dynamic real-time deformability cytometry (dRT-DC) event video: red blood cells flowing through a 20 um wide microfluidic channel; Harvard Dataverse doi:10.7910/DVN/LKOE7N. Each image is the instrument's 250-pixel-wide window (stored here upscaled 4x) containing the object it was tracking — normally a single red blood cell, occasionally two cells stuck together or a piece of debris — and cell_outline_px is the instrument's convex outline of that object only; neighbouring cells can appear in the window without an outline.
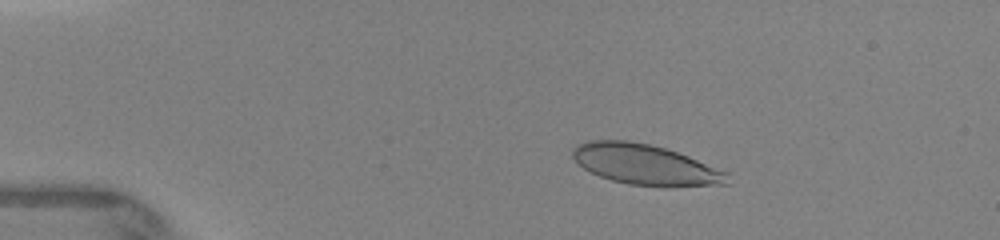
{"species": "human", "species_latin": "Homo sapiens", "temperature_condition": "warm", "stored_images_in_passage": 19, "camera_frame_rate_fps": 3000, "um_per_image_px": 0.085, "donor": {"sex": "female"}, "frame": {"image": 1, "passage_image": 2, "time_ms": 1.0, "image_size_px": [1000, 240], "cell_outline_px": [[728, 184], [628, 184], [612, 180], [600, 176], [584, 168], [572, 156], [572, 148], [576, 144], [588, 140], [628, 140], [648, 144], [664, 148], [688, 156], [728, 172]], "centroid_in_image_um": [54.77, 13.93], "position_along_channel_um": 30.2, "area_um2": 35.2}}
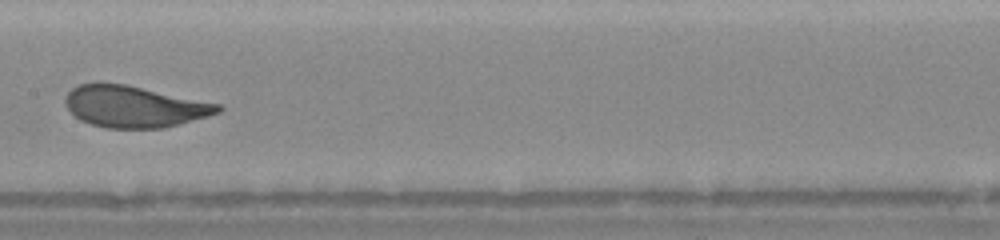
{"frame": {"image": 2, "passage_image": 7, "time_ms": 6.333, "image_size_px": [1000, 240], "cell_outline_px": [[224, 108], [220, 112], [208, 116], [164, 128], [104, 128], [80, 120], [68, 108], [64, 100], [64, 96], [72, 88], [80, 84], [96, 80], [124, 84], [220, 104]], "centroid_in_image_um": [11.37, 9.04], "position_along_channel_um": 196.0, "area_um2": 37.11}}
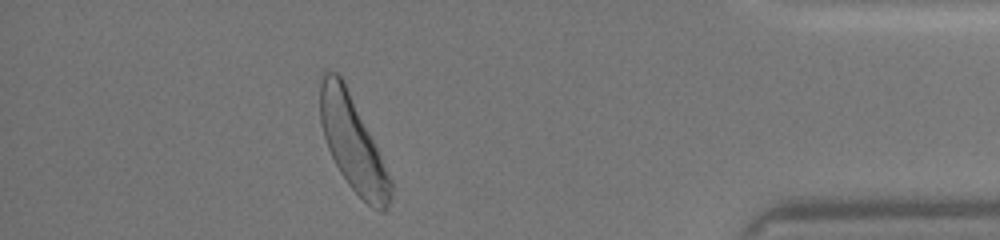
{"frame": {"image": 3, "passage_image": 18, "time_ms": 12.0, "image_size_px": [1000, 240], "cell_outline_px": [[392, 196], [384, 212], [380, 212], [372, 208], [348, 184], [340, 172], [328, 148], [320, 124], [320, 84], [324, 68], [336, 72], [344, 80], [392, 180]], "centroid_in_image_um": [29.97, 12.17], "position_along_channel_um": 405.2, "area_um2": 38.32}}